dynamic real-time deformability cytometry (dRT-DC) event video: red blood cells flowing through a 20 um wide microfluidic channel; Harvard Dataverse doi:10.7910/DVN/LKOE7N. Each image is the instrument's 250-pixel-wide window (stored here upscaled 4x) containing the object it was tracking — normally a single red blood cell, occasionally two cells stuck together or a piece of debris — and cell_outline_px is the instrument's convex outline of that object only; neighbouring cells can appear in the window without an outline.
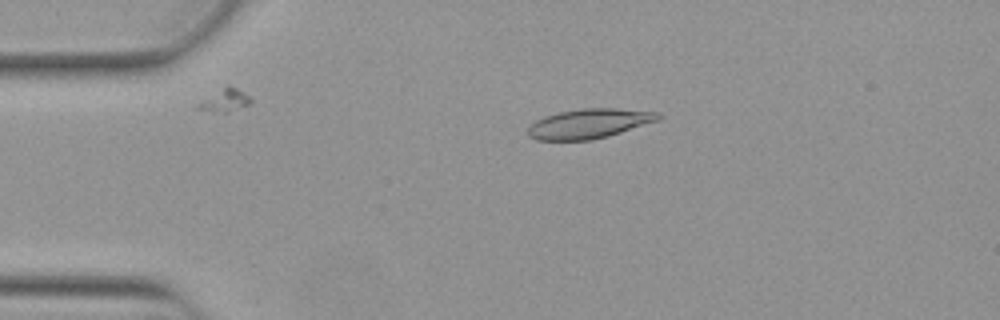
{"species": "Egyptian fruit bat (a non-hibernating species)", "species_latin": "Rousettus aegyptiacus", "temperature_condition": "warm", "stored_images_in_passage": 52, "camera_frame_rate_fps": 3000, "um_per_image_px": 0.085, "animal": {"sex": "female"}, "frame": {"image": 1, "passage_image": 11, "time_ms": 3.333, "image_size_px": [1000, 320], "cell_outline_px": [[664, 116], [660, 120], [608, 136], [592, 140], [536, 140], [528, 136], [528, 128], [536, 120], [544, 116], [560, 112], [580, 108], [616, 108], [660, 112]], "centroid_in_image_um": [50.12, 10.5], "position_along_channel_um": 34.9, "area_um2": 22.66}}
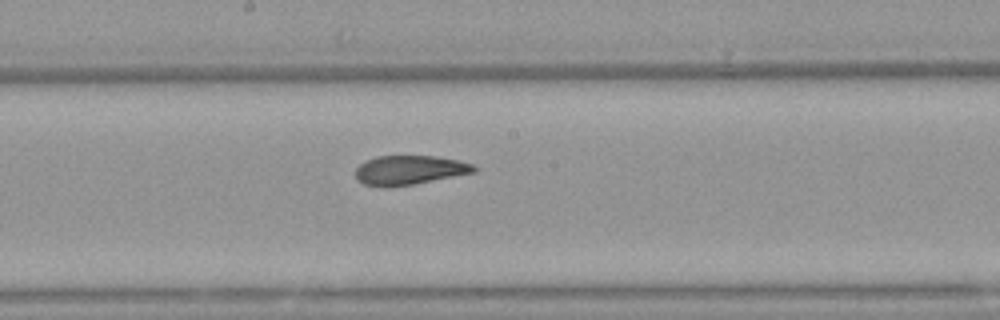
{"frame": {"image": 2, "passage_image": 28, "time_ms": 9.0, "image_size_px": [1000, 320], "cell_outline_px": [[480, 168], [476, 172], [412, 184], [384, 188], [380, 188], [364, 184], [356, 180], [356, 168], [360, 164], [376, 156], [436, 156], [456, 160], [472, 164]], "centroid_in_image_um": [34.79, 14.47], "position_along_channel_um": 213.4, "area_um2": 20.23}}
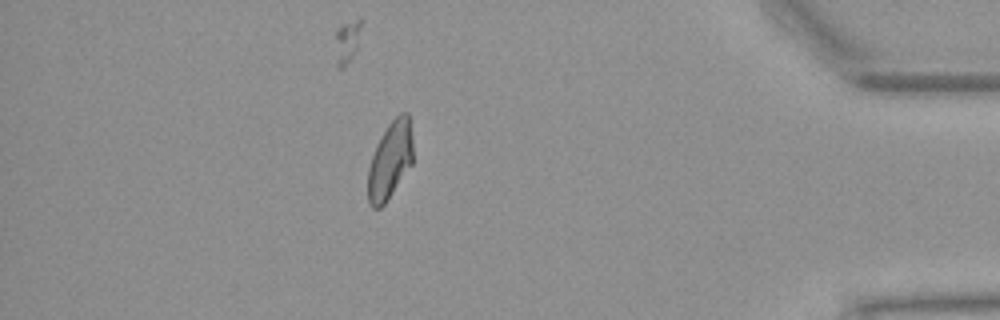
{"frame": {"image": 3, "passage_image": 46, "time_ms": 15.0, "image_size_px": [1000, 320], "cell_outline_px": [[412, 164], [384, 204], [380, 208], [372, 208], [368, 204], [368, 168], [376, 144], [388, 124], [400, 112], [408, 112], [412, 136]], "centroid_in_image_um": [33.15, 13.62], "position_along_channel_um": 402.1, "area_um2": 20.23}, "authors_computed_cell_mechanics": {"area_um2": 21.2704, "velocity_mm_per_s": 3.8699, "shape_relaxation_time_tau1_ms": 8.2378, "shape_relaxation_time_tau2_ms": 1.774, "deformation_change_tau1": 0.2038, "deformation_change_tau2": 0.0744}}